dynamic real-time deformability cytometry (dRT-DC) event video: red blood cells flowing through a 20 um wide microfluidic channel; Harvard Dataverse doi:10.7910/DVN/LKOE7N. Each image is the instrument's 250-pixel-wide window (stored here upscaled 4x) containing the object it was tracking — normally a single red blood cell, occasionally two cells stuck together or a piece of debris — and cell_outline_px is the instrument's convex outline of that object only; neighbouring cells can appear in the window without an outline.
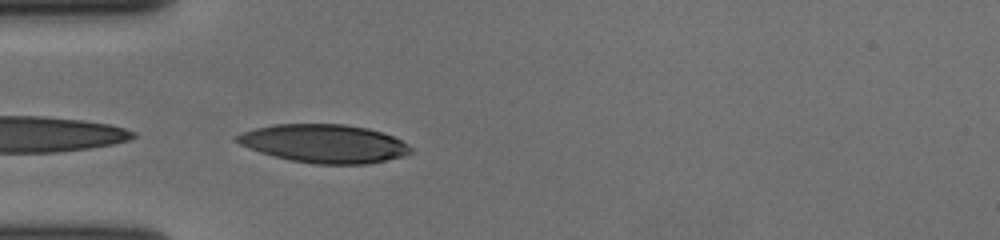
{"species": "human", "species_latin": "Homo sapiens", "temperature_condition": "cold", "stored_images_in_passage": 33, "camera_frame_rate_fps": 3000, "um_per_image_px": 0.085, "donor": {"sex": "female"}, "frame": {"image": 1, "passage_image": 1, "time_ms": 0.0, "image_size_px": [1000, 240], "cell_outline_px": [[412, 152], [404, 156], [368, 164], [316, 164], [292, 160], [272, 156], [248, 148], [232, 140], [232, 136], [240, 132], [252, 128], [272, 124], [344, 124], [368, 128], [392, 136], [408, 144], [412, 148]], "centroid_in_image_um": [27.49, 12.2], "position_along_channel_um": 57.5, "area_um2": 39.19}}
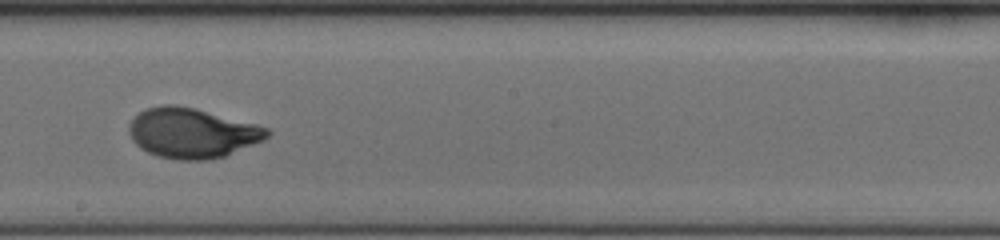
{"frame": {"image": 2, "passage_image": 16, "time_ms": 5.0, "image_size_px": [1000, 240], "cell_outline_px": [[272, 132], [264, 140], [224, 156], [208, 160], [180, 160], [156, 156], [140, 148], [132, 140], [128, 132], [128, 124], [140, 112], [148, 108], [160, 104], [176, 104], [196, 108], [256, 124], [268, 128]], "centroid_in_image_um": [16.31, 11.3], "position_along_channel_um": 231.9, "area_um2": 40.4}}
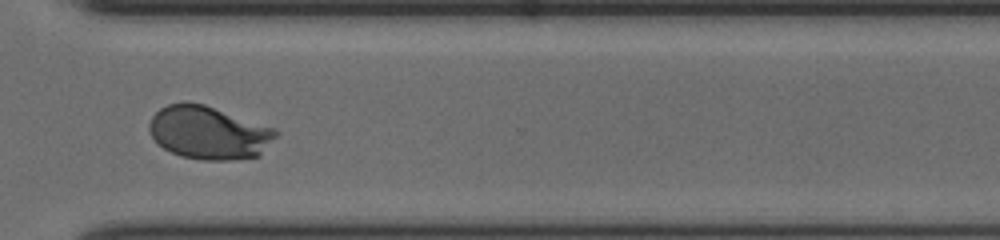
{"frame": {"image": 3, "passage_image": 26, "time_ms": 8.333, "image_size_px": [1000, 240], "cell_outline_px": [[280, 132], [256, 156], [228, 160], [204, 160], [180, 156], [164, 148], [152, 136], [148, 128], [148, 124], [152, 116], [160, 108], [168, 104], [184, 100], [188, 100], [204, 104], [276, 128]], "centroid_in_image_um": [17.71, 11.24], "position_along_channel_um": 352.9, "area_um2": 39.13}, "authors_computed_cell_mechanics": {"area_um2": 39.2462, "velocity_mm_per_s": 3.6199, "shape_relaxation_time_tau1_ms": 3.8003, "shape_relaxation_time_tau2_ms": null, "deformation_change_tau1": 0.2166, "deformation_change_tau2": null}}